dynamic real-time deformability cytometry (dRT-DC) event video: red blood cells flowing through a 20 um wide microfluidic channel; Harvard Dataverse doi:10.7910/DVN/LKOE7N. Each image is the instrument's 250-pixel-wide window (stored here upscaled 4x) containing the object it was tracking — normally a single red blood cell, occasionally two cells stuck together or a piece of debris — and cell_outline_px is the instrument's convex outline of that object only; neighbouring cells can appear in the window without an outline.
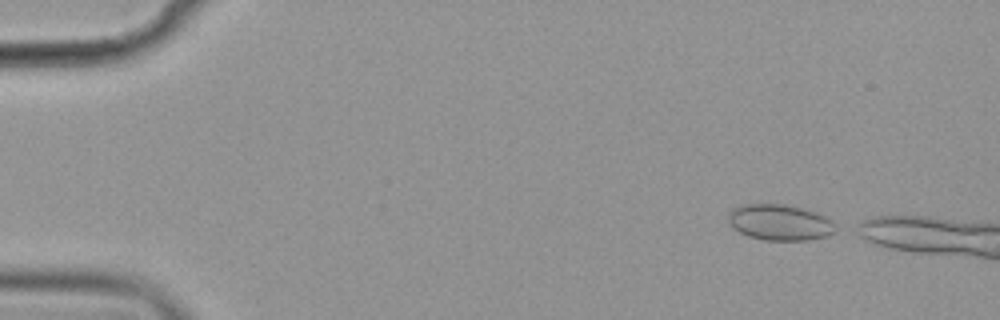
{"species": "common noctule bat (a hibernating species)", "species_latin": "Nyctalus noctula", "temperature_condition": "cold", "stored_images_in_passage": 9, "camera_frame_rate_fps": 3000, "um_per_image_px": 0.085, "animal": {"sex": "female", "body_mass_g": 19.9}, "frame": {"image": 1, "passage_image": 1, "time_ms": 0.0, "image_size_px": [1000, 320], "cell_outline_px": [[836, 228], [828, 236], [808, 240], [764, 240], [748, 236], [740, 232], [728, 220], [728, 212], [732, 208], [740, 204], [788, 204], [804, 208], [816, 212], [832, 220], [836, 224]], "centroid_in_image_um": [66.3, 18.89], "position_along_channel_um": 18.7, "area_um2": 22.6}}